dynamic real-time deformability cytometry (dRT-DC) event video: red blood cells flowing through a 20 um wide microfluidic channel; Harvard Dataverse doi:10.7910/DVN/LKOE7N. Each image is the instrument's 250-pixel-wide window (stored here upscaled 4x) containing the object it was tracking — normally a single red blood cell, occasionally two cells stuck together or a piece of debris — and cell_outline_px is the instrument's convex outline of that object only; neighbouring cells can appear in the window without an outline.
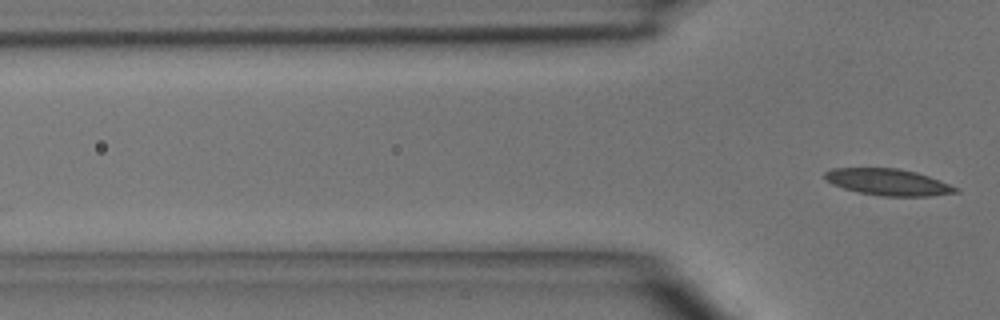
{"species": "common noctule bat (a hibernating species)", "species_latin": "Nyctalus noctula", "temperature_condition": "room temperature", "stored_images_in_passage": 3, "camera_frame_rate_fps": 3000, "um_per_image_px": 0.085, "animal": {"sex": "male", "body_mass_g": 15.6}, "frame": {"image": 1, "passage_image": 3, "time_ms": 2.333, "image_size_px": [1000, 320], "cell_outline_px": [[960, 192], [932, 196], [880, 196], [860, 192], [844, 188], [832, 184], [824, 180], [824, 172], [832, 168], [896, 168], [916, 172], [928, 176], [960, 188]], "centroid_in_image_um": [75.49, 15.48], "position_along_channel_um": 50.3, "area_um2": 20.29}}